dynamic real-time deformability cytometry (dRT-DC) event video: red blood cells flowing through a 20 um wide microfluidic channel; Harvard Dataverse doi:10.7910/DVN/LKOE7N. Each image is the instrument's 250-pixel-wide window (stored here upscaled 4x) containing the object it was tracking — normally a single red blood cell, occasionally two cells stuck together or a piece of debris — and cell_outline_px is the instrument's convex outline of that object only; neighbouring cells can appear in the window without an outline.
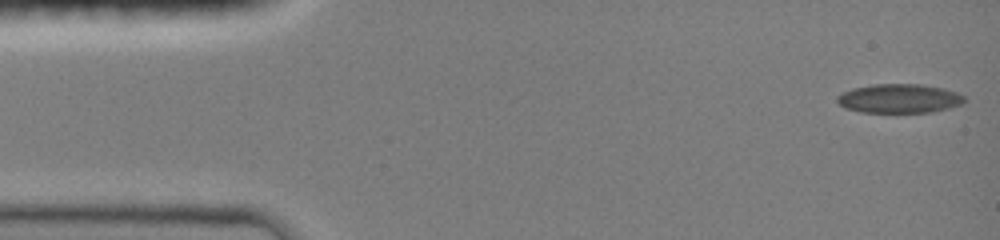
{"species": "common noctule bat (a hibernating species)", "species_latin": "Nyctalus noctula", "temperature_condition": "room temperature", "stored_images_in_passage": 7, "camera_frame_rate_fps": 3000, "um_per_image_px": 0.085, "animal": {"sex": "female", "body_mass_g": 19.0, "forearm_length_mm": 51.5}, "frame": {"image": 1, "passage_image": 1, "time_ms": 0.0, "image_size_px": [1000, 240], "cell_outline_px": [[964, 100], [960, 104], [948, 108], [932, 112], [860, 112], [844, 108], [836, 100], [836, 96], [852, 88], [872, 84], [920, 84], [944, 88], [956, 92], [964, 96]], "centroid_in_image_um": [76.4, 8.37], "position_along_channel_um": 8.6, "area_um2": 21.5}}
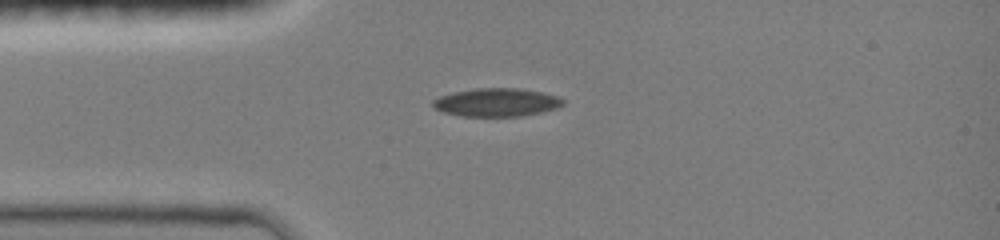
{"frame": {"image": 2, "passage_image": 6, "time_ms": 3.333, "image_size_px": [1000, 240], "cell_outline_px": [[564, 104], [556, 108], [540, 112], [520, 116], [460, 116], [444, 112], [432, 108], [432, 100], [440, 96], [456, 92], [476, 88], [516, 88], [540, 92], [556, 96], [564, 100]], "centroid_in_image_um": [42.17, 8.7], "position_along_channel_um": 42.8, "area_um2": 21.21}}